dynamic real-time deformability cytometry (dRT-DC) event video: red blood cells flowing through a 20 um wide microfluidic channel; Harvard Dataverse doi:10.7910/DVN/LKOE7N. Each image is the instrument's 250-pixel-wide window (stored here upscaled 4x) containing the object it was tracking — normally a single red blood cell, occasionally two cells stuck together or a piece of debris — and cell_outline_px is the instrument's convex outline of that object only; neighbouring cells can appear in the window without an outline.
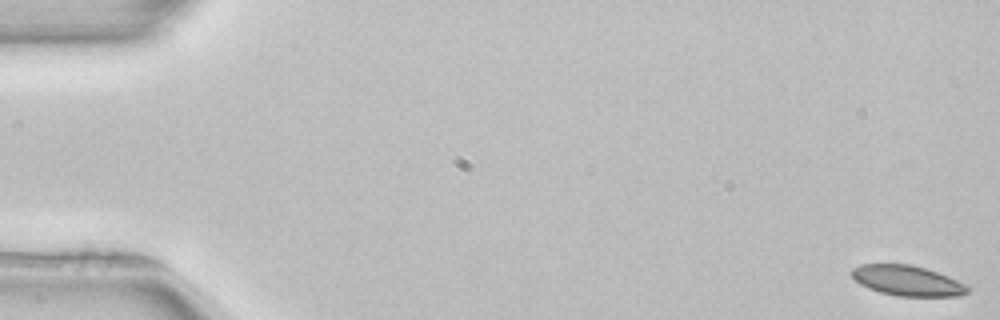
{"species": "common noctule bat (a hibernating species)", "species_latin": "Nyctalus noctula", "temperature_condition": "room temperature", "stored_images_in_passage": 53, "camera_frame_rate_fps": 3000, "um_per_image_px": 0.085, "animal": {"sex": "female", "body_mass_g": 22.7, "forearm_length_mm": 54.2}, "frame": {"image": 1, "passage_image": 1, "time_ms": 0.0, "image_size_px": [1000, 320], "cell_outline_px": [[972, 288], [968, 292], [960, 296], [896, 296], [880, 292], [868, 288], [860, 284], [852, 276], [852, 268], [860, 264], [912, 264], [948, 276], [968, 284]], "centroid_in_image_um": [77.16, 23.86], "position_along_channel_um": 7.8, "area_um2": 20.58}}
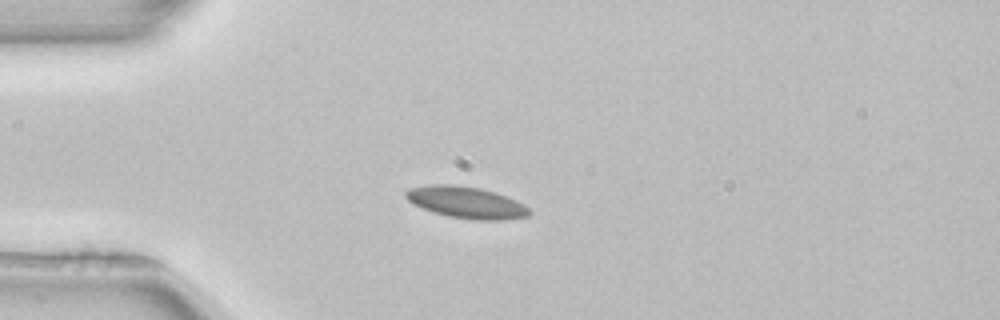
{"frame": {"image": 2, "passage_image": 14, "time_ms": 4.333, "image_size_px": [1000, 320], "cell_outline_px": [[532, 212], [528, 216], [504, 220], [476, 220], [448, 216], [432, 212], [412, 204], [404, 196], [404, 192], [408, 188], [432, 184], [452, 184], [480, 188], [496, 192], [516, 200], [524, 204]], "centroid_in_image_um": [39.61, 17.2], "position_along_channel_um": 45.4, "area_um2": 23.0}}
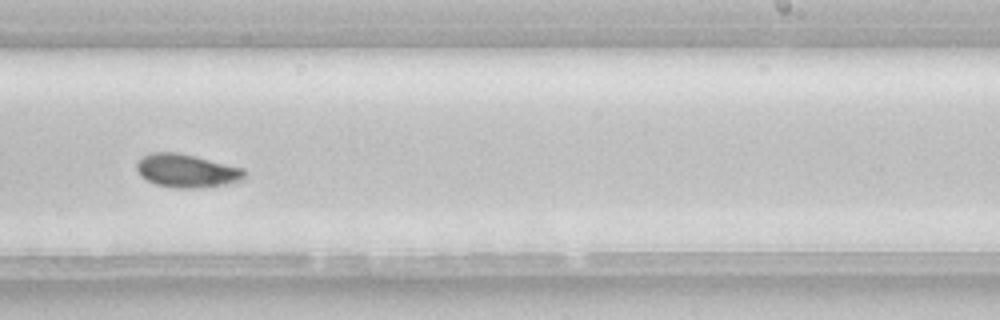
{"frame": {"image": 3, "passage_image": 33, "time_ms": 10.667, "image_size_px": [1000, 320], "cell_outline_px": [[248, 172], [244, 180], [228, 184], [204, 188], [172, 188], [156, 184], [140, 176], [136, 168], [136, 160], [148, 152], [176, 152], [196, 156], [244, 168]], "centroid_in_image_um": [15.89, 14.52], "position_along_channel_um": 273.1, "area_um2": 21.5}, "authors_computed_cell_mechanics": {"area_um2": 21.0392, "velocity_mm_per_s": 3.9095, "shape_relaxation_time_tau1_ms": 9.8408, "shape_relaxation_time_tau2_ms": 1.549, "deformation_change_tau1": 0.1459, "deformation_change_tau2": 0.036}}